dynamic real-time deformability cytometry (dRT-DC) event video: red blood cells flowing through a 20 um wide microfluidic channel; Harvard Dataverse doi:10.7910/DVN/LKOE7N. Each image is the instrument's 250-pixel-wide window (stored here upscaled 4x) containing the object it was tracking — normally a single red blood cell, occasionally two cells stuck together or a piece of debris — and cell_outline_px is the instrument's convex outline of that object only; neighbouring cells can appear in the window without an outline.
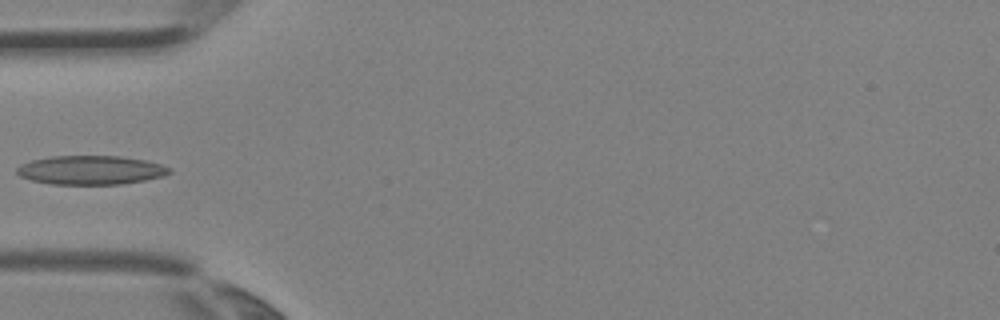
{"species": "Egyptian fruit bat (a non-hibernating species)", "species_latin": "Rousettus aegyptiacus", "temperature_condition": "room temperature", "stored_images_in_passage": 4, "camera_frame_rate_fps": 3000, "um_per_image_px": 0.085, "animal": {"sex": "female"}, "frame": {"image": 1, "passage_image": 4, "time_ms": 1.0, "image_size_px": [1000, 320], "cell_outline_px": [[172, 172], [160, 176], [144, 180], [120, 184], [52, 184], [32, 180], [20, 176], [16, 172], [16, 168], [20, 164], [32, 160], [48, 156], [120, 156], [144, 160], [160, 164], [172, 168]], "centroid_in_image_um": [7.69, 14.45], "position_along_channel_um": 77.3, "area_um2": 25.61}}